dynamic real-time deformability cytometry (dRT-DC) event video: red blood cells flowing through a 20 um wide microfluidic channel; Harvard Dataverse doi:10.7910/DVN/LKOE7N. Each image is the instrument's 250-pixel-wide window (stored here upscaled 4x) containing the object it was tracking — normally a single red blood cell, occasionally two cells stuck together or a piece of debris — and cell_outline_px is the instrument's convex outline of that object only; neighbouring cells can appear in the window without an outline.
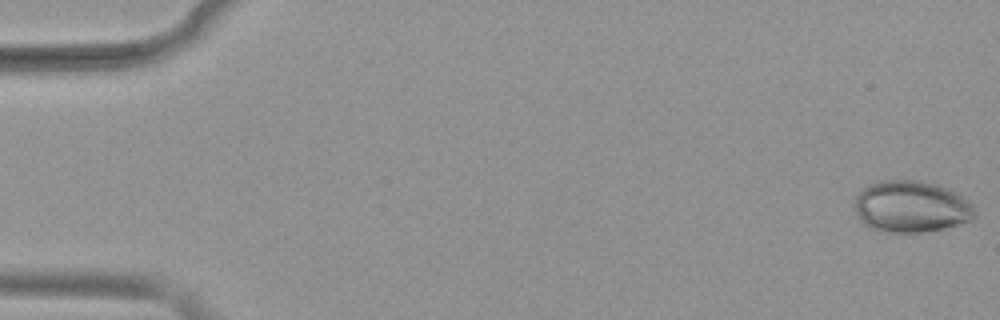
{"species": "common noctule bat (a hibernating species)", "species_latin": "Nyctalus noctula", "temperature_condition": "warm", "stored_images_in_passage": 52, "camera_frame_rate_fps": 3000, "um_per_image_px": 0.085, "animal": {"sex": "female", "body_mass_g": 19.9}, "frame": {"image": 1, "passage_image": 1, "time_ms": 0.0, "image_size_px": [1000, 320], "cell_outline_px": [[972, 220], [944, 228], [920, 232], [880, 232], [864, 224], [856, 208], [856, 196], [868, 184], [880, 180], [920, 180], [944, 188], [960, 196], [972, 204]], "centroid_in_image_um": [77.41, 17.56], "position_along_channel_um": 7.6, "area_um2": 35.37}}
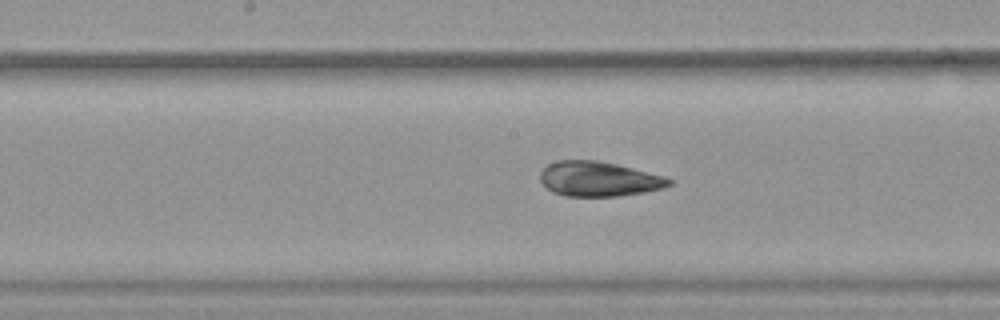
{"frame": {"image": 2, "passage_image": 27, "time_ms": 8.667, "image_size_px": [1000, 320], "cell_outline_px": [[672, 184], [664, 188], [644, 192], [620, 196], [564, 196], [552, 192], [540, 180], [540, 172], [548, 164], [556, 160], [596, 160], [616, 164], [664, 176], [672, 180]], "centroid_in_image_um": [50.89, 15.21], "position_along_channel_um": 197.3, "area_um2": 26.13}}
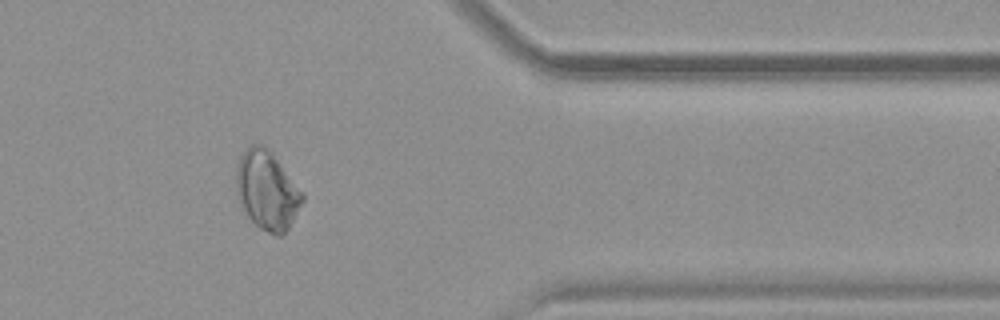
{"frame": {"image": 3, "passage_image": 43, "time_ms": 14.0, "image_size_px": [1000, 320], "cell_outline_px": [[304, 200], [288, 228], [280, 236], [276, 236], [260, 228], [248, 216], [236, 192], [236, 168], [240, 156], [252, 144], [264, 144], [272, 152], [304, 196]], "centroid_in_image_um": [22.68, 16.16], "position_along_channel_um": 388.7, "area_um2": 29.77}, "authors_computed_cell_mechanics": {"area_um2": 29.9693, "velocity_mm_per_s": 3.8969, "shape_relaxation_time_tau1_ms": 7.0687, "shape_relaxation_time_tau2_ms": 3.4914, "deformation_change_tau1": 0.103, "deformation_change_tau2": 0.0255}}